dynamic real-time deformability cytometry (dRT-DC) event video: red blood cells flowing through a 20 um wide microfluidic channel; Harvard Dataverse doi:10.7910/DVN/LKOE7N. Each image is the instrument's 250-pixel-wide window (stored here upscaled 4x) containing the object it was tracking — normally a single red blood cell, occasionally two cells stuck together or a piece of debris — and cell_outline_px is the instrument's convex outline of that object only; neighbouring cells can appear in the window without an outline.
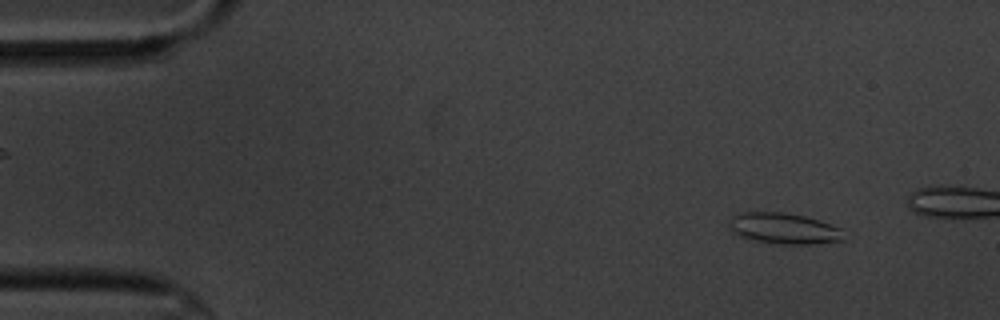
{"species": "common noctule bat (a hibernating species)", "species_latin": "Nyctalus noctula", "temperature_condition": "cold", "stored_images_in_passage": 15, "camera_frame_rate_fps": 3000, "um_per_image_px": 0.085, "animal": {"sex": "male", "body_mass_g": 20.1, "forearm_length_mm": 53.5}, "frame": {"image": 1, "passage_image": 5, "time_ms": 1.333, "image_size_px": [1000, 320], "cell_outline_px": [[844, 240], [812, 244], [764, 244], [748, 240], [732, 232], [728, 228], [728, 220], [732, 216], [740, 212], [784, 212], [804, 216], [820, 220], [840, 228]], "centroid_in_image_um": [66.54, 19.43], "position_along_channel_um": 18.5, "area_um2": 21.15}}